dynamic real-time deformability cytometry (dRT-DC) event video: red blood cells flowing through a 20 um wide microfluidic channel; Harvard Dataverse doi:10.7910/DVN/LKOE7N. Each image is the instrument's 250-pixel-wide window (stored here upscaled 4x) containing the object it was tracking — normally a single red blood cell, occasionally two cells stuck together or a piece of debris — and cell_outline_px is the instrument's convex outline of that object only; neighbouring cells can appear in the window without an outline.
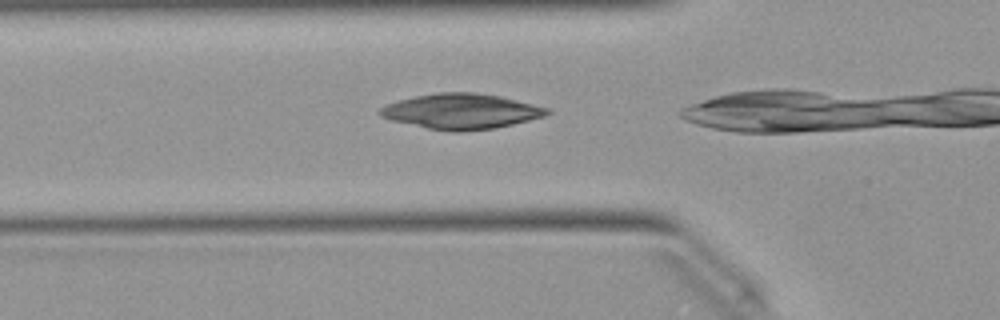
{"species": "Egyptian fruit bat (a non-hibernating species)", "species_latin": "Rousettus aegyptiacus", "temperature_condition": "warm", "stored_images_in_passage": 6, "camera_frame_rate_fps": 3000, "um_per_image_px": 0.085, "animal": {"sex": "female"}, "frame": {"image": 1, "passage_image": 3, "time_ms": 0.667, "image_size_px": [1000, 320], "cell_outline_px": [[552, 112], [544, 116], [496, 128], [460, 132], [452, 132], [428, 128], [392, 120], [380, 116], [376, 112], [380, 108], [388, 104], [400, 100], [416, 96], [440, 92], [476, 92], [500, 96], [548, 108]], "centroid_in_image_um": [39.2, 9.46], "position_along_channel_um": 86.6, "area_um2": 34.1}}